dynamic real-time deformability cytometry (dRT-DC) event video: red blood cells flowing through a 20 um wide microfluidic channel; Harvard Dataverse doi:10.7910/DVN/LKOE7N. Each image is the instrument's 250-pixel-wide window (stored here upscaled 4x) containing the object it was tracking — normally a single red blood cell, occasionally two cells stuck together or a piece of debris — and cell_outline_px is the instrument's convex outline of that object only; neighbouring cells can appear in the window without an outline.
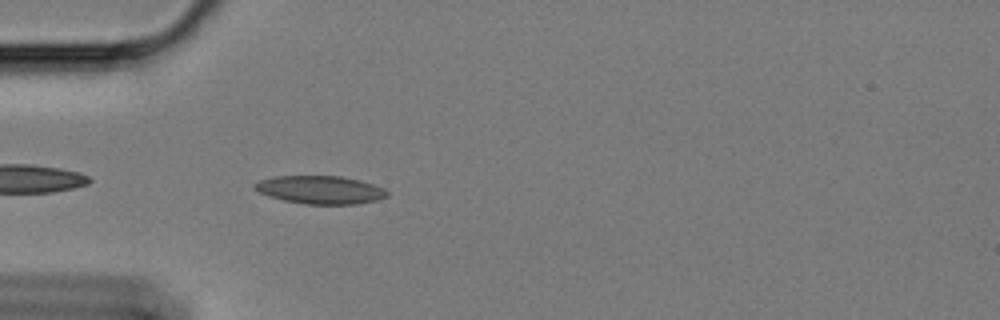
{"species": "Egyptian fruit bat (a non-hibernating species)", "species_latin": "Rousettus aegyptiacus", "temperature_condition": "cold", "stored_images_in_passage": 4, "camera_frame_rate_fps": 3000, "um_per_image_px": 0.085, "animal": {"sex": "female"}, "frame": {"image": 1, "passage_image": 1, "time_ms": 0.0, "image_size_px": [1000, 320], "cell_outline_px": [[388, 196], [376, 200], [356, 204], [304, 204], [284, 200], [268, 196], [260, 192], [252, 184], [260, 180], [276, 176], [340, 176], [360, 180], [384, 188], [388, 192]], "centroid_in_image_um": [27.23, 16.13], "position_along_channel_um": 57.8, "area_um2": 21.56}}